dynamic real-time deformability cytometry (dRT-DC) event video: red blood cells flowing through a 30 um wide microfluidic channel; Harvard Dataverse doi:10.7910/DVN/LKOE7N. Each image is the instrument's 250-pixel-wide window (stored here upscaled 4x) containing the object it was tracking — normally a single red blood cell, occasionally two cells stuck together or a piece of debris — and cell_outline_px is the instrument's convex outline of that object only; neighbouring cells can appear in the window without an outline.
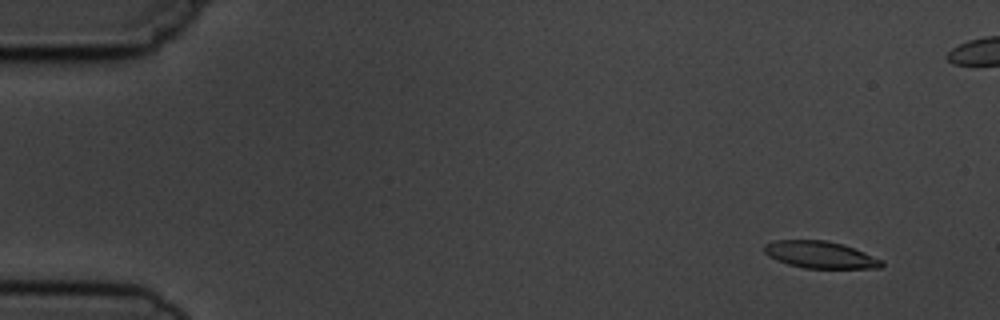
{"species": "common noctule bat (a hibernating species)", "species_latin": "Nyctalus noctula", "temperature_condition": "cold", "stored_images_in_passage": 6, "segment_of_instrument_passage": [1, 2], "camera_frame_rate_fps": 3000, "um_per_image_px": 0.085, "animal": {"sex": "male", "body_mass_g": 19.5, "forearm_length_mm": 54.6}, "frame": {"image": 1, "passage_image": 1, "time_ms": 0.0, "image_size_px": [1000, 320], "cell_outline_px": [[884, 264], [880, 268], [804, 268], [788, 264], [768, 256], [764, 252], [764, 244], [776, 240], [824, 240], [840, 244], [864, 252], [884, 260]], "centroid_in_image_um": [69.72, 21.66], "position_along_channel_um": 15.3, "area_um2": 18.32}}
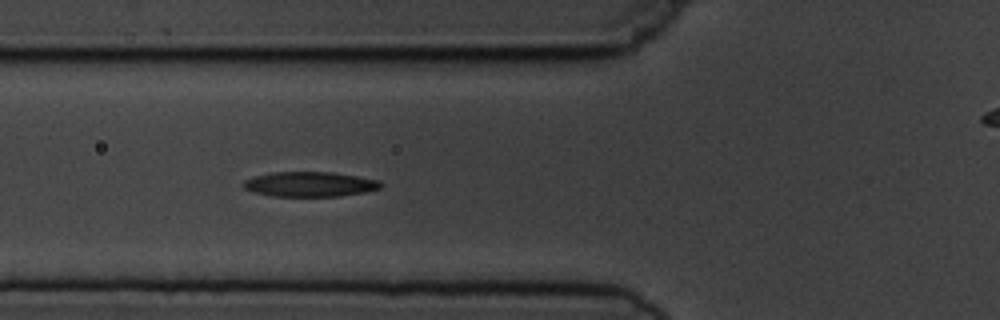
{"frame": {"image": 2, "passage_image": 5, "time_ms": 5.333, "image_size_px": [1000, 320], "cell_outline_px": [[384, 184], [380, 188], [364, 192], [340, 196], [272, 196], [252, 192], [244, 188], [240, 184], [244, 180], [252, 176], [272, 172], [332, 172], [380, 180]], "centroid_in_image_um": [26.29, 15.65], "position_along_channel_um": 99.5, "area_um2": 20.11}}